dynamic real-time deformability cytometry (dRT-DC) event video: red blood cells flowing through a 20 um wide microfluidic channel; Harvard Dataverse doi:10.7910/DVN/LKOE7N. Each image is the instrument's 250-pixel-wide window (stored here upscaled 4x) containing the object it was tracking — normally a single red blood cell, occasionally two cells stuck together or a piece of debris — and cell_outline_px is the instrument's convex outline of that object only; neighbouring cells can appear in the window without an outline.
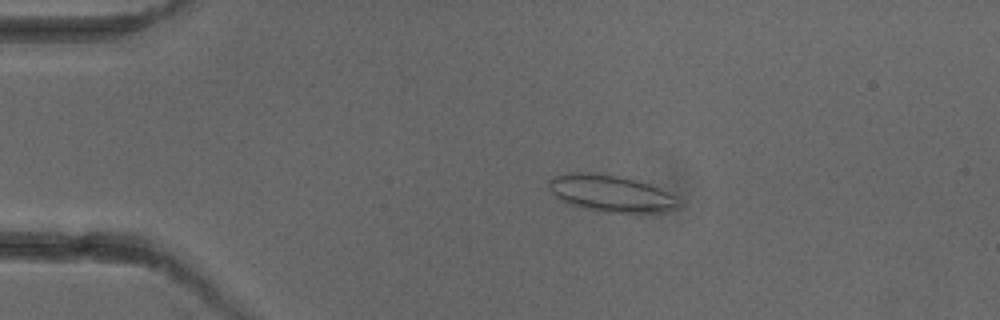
{"species": "common noctule bat (a hibernating species)", "species_latin": "Nyctalus noctula", "temperature_condition": "cold", "stored_images_in_passage": 5, "camera_frame_rate_fps": 3000, "um_per_image_px": 0.085, "animal": {"sex": "female"}, "frame": {"image": 1, "passage_image": 4, "time_ms": 3.333, "image_size_px": [1000, 320], "cell_outline_px": [[680, 208], [660, 212], [600, 212], [568, 204], [556, 196], [548, 188], [548, 180], [552, 176], [568, 172], [596, 172], [640, 180], [656, 184], [668, 192], [680, 204]], "centroid_in_image_um": [51.92, 16.41], "position_along_channel_um": 33.1, "area_um2": 28.26}}